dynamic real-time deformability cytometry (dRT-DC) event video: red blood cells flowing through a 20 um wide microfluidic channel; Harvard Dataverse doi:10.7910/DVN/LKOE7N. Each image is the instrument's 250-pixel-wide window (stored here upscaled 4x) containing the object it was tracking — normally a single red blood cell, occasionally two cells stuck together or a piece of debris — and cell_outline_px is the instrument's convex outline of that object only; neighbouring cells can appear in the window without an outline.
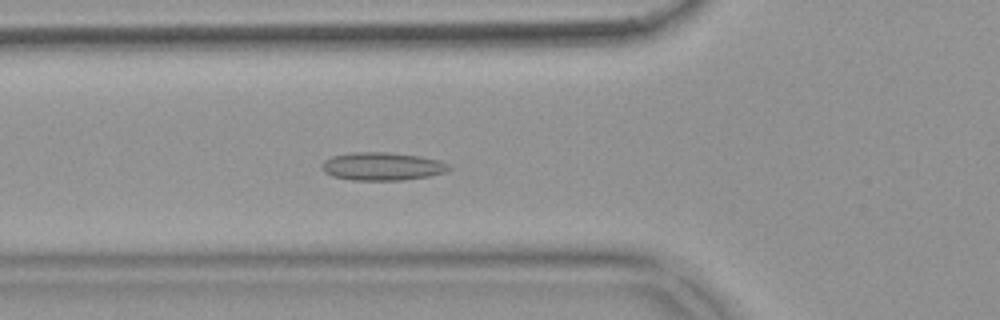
{"species": "common noctule bat (a hibernating species)", "species_latin": "Nyctalus noctula", "temperature_condition": "warm", "stored_images_in_passage": 56, "camera_frame_rate_fps": 3000, "um_per_image_px": 0.085, "animal": {"sex": "female", "body_mass_g": 18.4}, "frame": {"image": 1, "passage_image": 20, "time_ms": 6.333, "image_size_px": [1000, 320], "cell_outline_px": [[452, 168], [448, 172], [428, 176], [400, 180], [352, 180], [332, 176], [324, 172], [320, 168], [324, 160], [332, 156], [352, 152], [388, 152], [420, 156], [440, 160], [448, 164]], "centroid_in_image_um": [32.49, 14.14], "position_along_channel_um": 93.3, "area_um2": 20.92}}
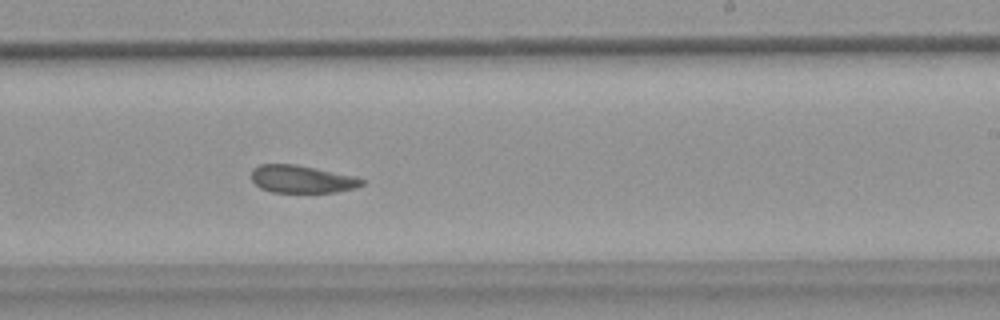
{"frame": {"image": 2, "passage_image": 34, "time_ms": 11.0, "image_size_px": [1000, 320], "cell_outline_px": [[368, 180], [364, 184], [356, 188], [336, 192], [272, 192], [260, 188], [252, 180], [252, 168], [260, 164], [296, 164], [356, 176]], "centroid_in_image_um": [25.7, 15.22], "position_along_channel_um": 263.3, "area_um2": 17.98}}
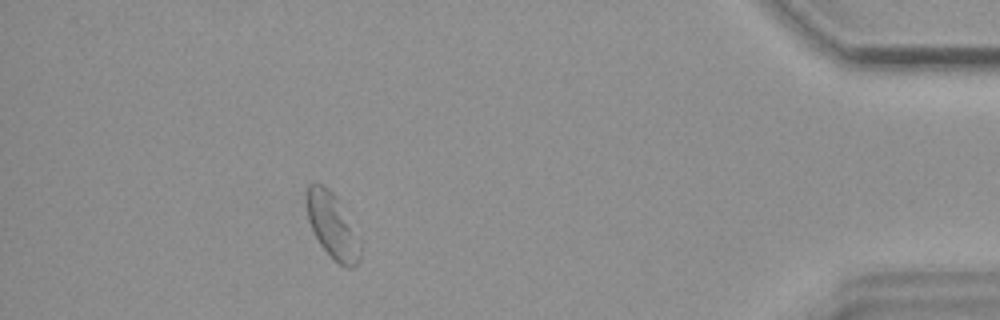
{"frame": {"image": 3, "passage_image": 50, "time_ms": 16.333, "image_size_px": [1000, 320], "cell_outline_px": [[360, 260], [352, 268], [348, 268], [340, 264], [320, 244], [308, 220], [304, 196], [308, 184], [316, 180], [332, 192], [360, 240]], "centroid_in_image_um": [28.2, 19.14], "position_along_channel_um": 407.0, "area_um2": 20.0}, "authors_computed_cell_mechanics": {"area_um2": 19.7387, "velocity_mm_per_s": 3.6611, "shape_relaxation_time_tau1_ms": null, "shape_relaxation_time_tau2_ms": 2.9615, "deformation_change_tau1": null, "deformation_change_tau2": 0.0757}}